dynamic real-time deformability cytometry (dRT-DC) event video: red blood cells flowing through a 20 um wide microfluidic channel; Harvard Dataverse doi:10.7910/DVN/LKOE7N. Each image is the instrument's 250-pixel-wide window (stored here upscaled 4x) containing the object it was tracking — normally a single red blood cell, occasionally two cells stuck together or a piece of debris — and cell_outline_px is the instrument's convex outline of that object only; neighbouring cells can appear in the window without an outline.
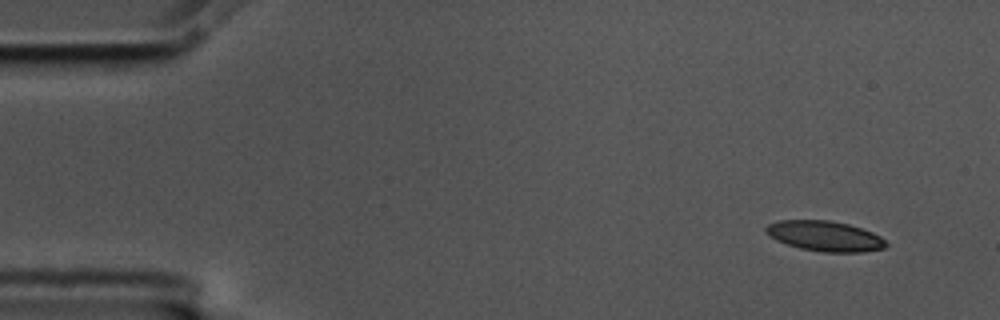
{"species": "common noctule bat (a hibernating species)", "species_latin": "Nyctalus noctula", "temperature_condition": "cold", "stored_images_in_passage": 9, "camera_frame_rate_fps": 3000, "um_per_image_px": 0.085, "animal": {"sex": "male", "body_mass_g": 17.5, "forearm_length_mm": 52.3}, "frame": {"image": 1, "passage_image": 1, "time_ms": 0.0, "image_size_px": [1000, 320], "cell_outline_px": [[888, 244], [884, 248], [864, 252], [824, 252], [800, 248], [776, 240], [768, 236], [764, 232], [764, 228], [768, 224], [780, 220], [828, 220], [848, 224], [872, 232], [880, 236]], "centroid_in_image_um": [70.09, 20.06], "position_along_channel_um": 14.9, "area_um2": 21.15}}
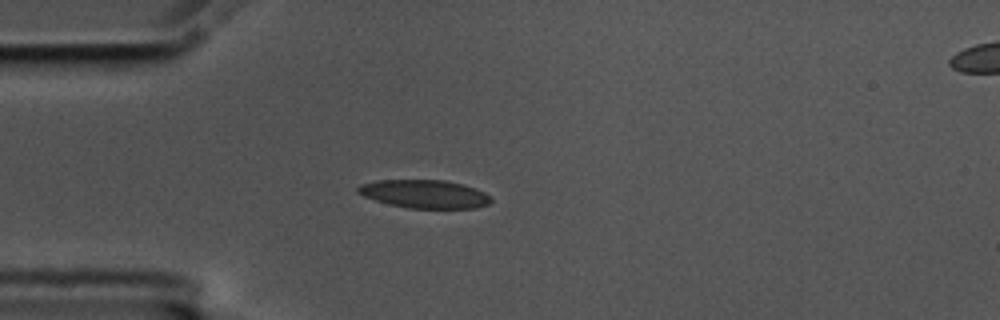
{"frame": {"image": 2, "passage_image": 4, "time_ms": 1.0, "image_size_px": [1000, 320], "cell_outline_px": [[492, 200], [488, 204], [476, 208], [408, 208], [388, 204], [364, 196], [356, 192], [356, 188], [360, 184], [376, 180], [444, 180], [476, 188], [484, 192]], "centroid_in_image_um": [36.05, 16.49], "position_along_channel_um": 48.9, "area_um2": 21.85}}